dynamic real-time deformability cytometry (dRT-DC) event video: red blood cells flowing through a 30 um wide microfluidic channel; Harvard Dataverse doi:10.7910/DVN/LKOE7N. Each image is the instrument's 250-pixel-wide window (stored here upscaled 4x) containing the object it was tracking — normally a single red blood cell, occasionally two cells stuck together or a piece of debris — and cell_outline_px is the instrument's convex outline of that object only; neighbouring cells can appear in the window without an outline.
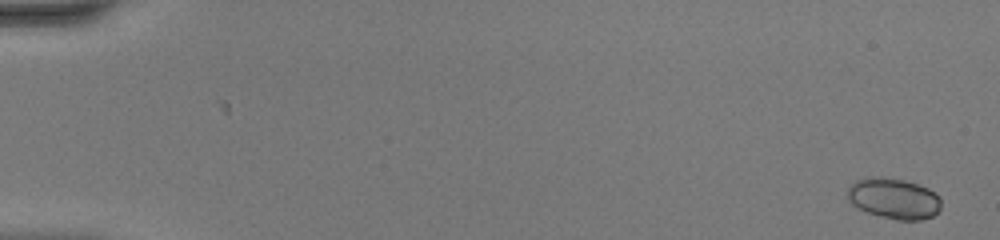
{"species": "common noctule bat (a hibernating species)", "species_latin": "Nyctalus noctula", "temperature_condition": "warm", "stored_images_in_passage": 47, "camera_frame_rate_fps": 3000, "um_per_image_px": 0.085, "animal": {"sex": "female", "body_mass_g": 20.0, "forearm_length_mm": 54.0}, "frame": {"image": 1, "passage_image": 1, "time_ms": 0.0, "image_size_px": [1000, 240], "cell_outline_px": [[940, 208], [932, 216], [920, 220], [896, 220], [880, 216], [868, 212], [852, 204], [848, 200], [848, 188], [856, 180], [864, 176], [884, 176], [904, 180], [928, 188], [940, 196]], "centroid_in_image_um": [75.96, 16.85], "position_along_channel_um": 9.0, "area_um2": 22.31}}
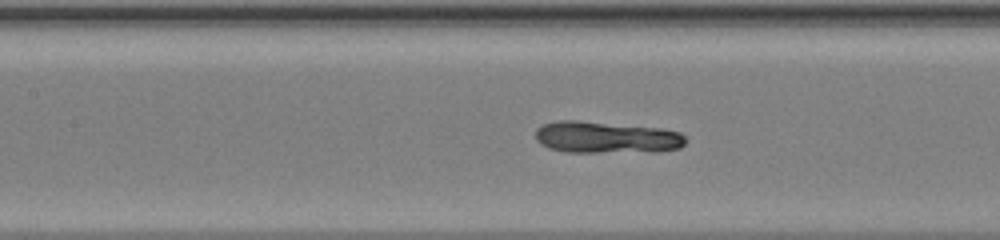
{"frame": {"image": 2, "passage_image": 23, "time_ms": 7.333, "image_size_px": [1000, 240], "cell_outline_px": [[684, 144], [680, 148], [660, 152], [564, 152], [548, 148], [540, 144], [536, 140], [536, 128], [544, 124], [560, 120], [576, 120], [660, 128], [680, 132], [684, 136]], "centroid_in_image_um": [51.53, 11.69], "position_along_channel_um": 155.9, "area_um2": 28.03}}
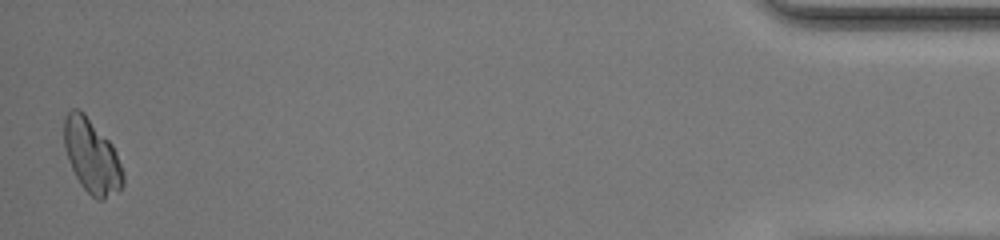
{"frame": {"image": 3, "passage_image": 47, "time_ms": 15.333, "image_size_px": [1000, 240], "cell_outline_px": [[124, 184], [120, 188], [104, 200], [96, 200], [80, 184], [68, 160], [64, 148], [64, 116], [72, 108], [80, 108], [84, 112], [112, 144], [116, 152], [124, 172]], "centroid_in_image_um": [7.79, 13.25], "position_along_channel_um": 427.4, "area_um2": 25.49}}